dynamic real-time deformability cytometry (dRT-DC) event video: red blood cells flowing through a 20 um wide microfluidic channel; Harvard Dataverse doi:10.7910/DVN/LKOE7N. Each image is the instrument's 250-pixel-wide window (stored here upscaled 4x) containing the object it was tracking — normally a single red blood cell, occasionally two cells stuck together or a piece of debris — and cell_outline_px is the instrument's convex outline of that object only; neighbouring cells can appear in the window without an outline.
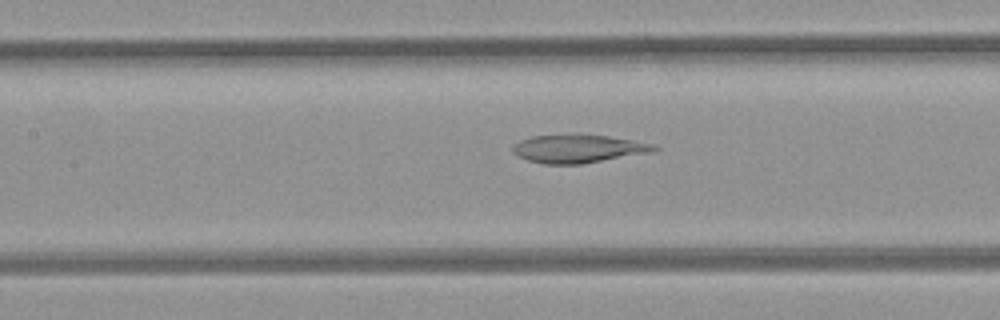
{"species": "common noctule bat (a hibernating species)", "species_latin": "Nyctalus noctula", "temperature_condition": "room temperature", "stored_images_in_passage": 52, "camera_frame_rate_fps": 3000, "um_per_image_px": 0.085, "animal": {"sex": "female", "body_mass_g": 21.9}, "frame": {"image": 1, "passage_image": 24, "time_ms": 7.667, "image_size_px": [1000, 320], "cell_outline_px": [[660, 148], [656, 152], [580, 164], [544, 164], [528, 160], [512, 152], [512, 144], [520, 140], [532, 136], [608, 136], [632, 140], [652, 144]], "centroid_in_image_um": [49.18, 12.67], "position_along_channel_um": 158.2, "area_um2": 22.77}}
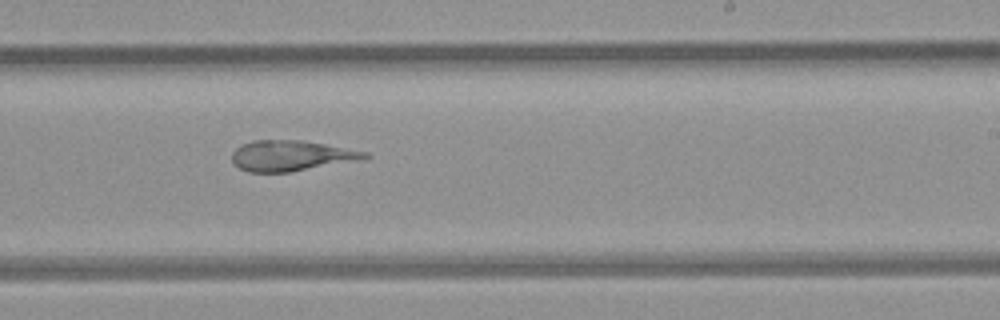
{"frame": {"image": 2, "passage_image": 32, "time_ms": 10.333, "image_size_px": [1000, 320], "cell_outline_px": [[368, 156], [288, 172], [248, 172], [232, 164], [232, 152], [240, 144], [252, 140], [304, 140], [368, 152]], "centroid_in_image_um": [24.57, 13.21], "position_along_channel_um": 264.4, "area_um2": 22.95}}
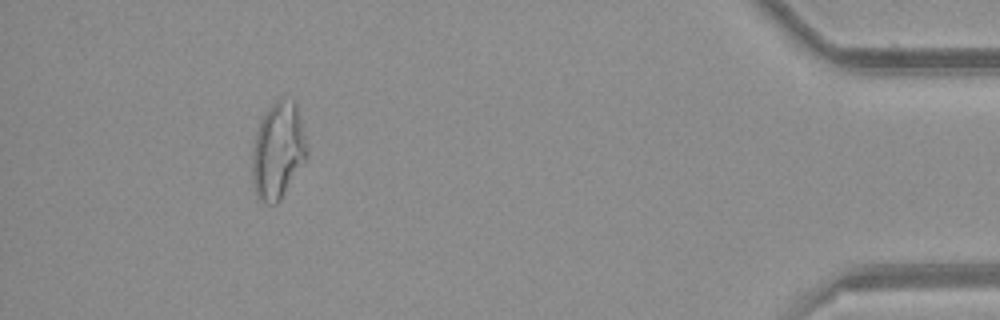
{"frame": {"image": 3, "passage_image": 48, "time_ms": 15.667, "image_size_px": [1000, 320], "cell_outline_px": [[308, 156], [280, 200], [276, 204], [268, 204], [260, 200], [256, 196], [252, 176], [252, 148], [256, 132], [260, 120], [268, 108], [280, 96], [284, 96], [292, 100], [296, 104], [308, 148]], "centroid_in_image_um": [23.62, 12.79], "position_along_channel_um": 411.6, "area_um2": 30.98}, "authors_computed_cell_mechanics": {"area_um2": 27.9463, "velocity_mm_per_s": 3.9921, "shape_relaxation_time_tau1_ms": null, "shape_relaxation_time_tau2_ms": 4.0563, "deformation_change_tau1": null, "deformation_change_tau2": 0.1315}}